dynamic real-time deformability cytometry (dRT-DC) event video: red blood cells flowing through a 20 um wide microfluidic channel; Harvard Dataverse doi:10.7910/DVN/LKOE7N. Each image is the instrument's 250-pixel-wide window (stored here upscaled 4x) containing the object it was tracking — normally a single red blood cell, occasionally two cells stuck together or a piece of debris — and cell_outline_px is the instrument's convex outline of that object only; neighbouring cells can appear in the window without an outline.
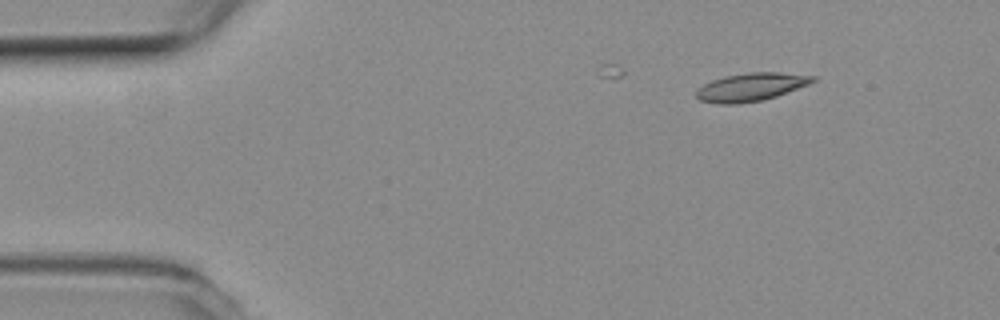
{"species": "common noctule bat (a hibernating species)", "species_latin": "Nyctalus noctula", "temperature_condition": "room temperature", "stored_images_in_passage": 7, "camera_frame_rate_fps": 3000, "um_per_image_px": 0.085, "animal": {"sex": "female", "body_mass_g": 19.3, "forearm_length_mm": 54.1}, "frame": {"image": 1, "passage_image": 1, "time_ms": 0.0, "image_size_px": [1000, 320], "cell_outline_px": [[816, 80], [808, 84], [776, 96], [760, 100], [736, 104], [720, 104], [700, 100], [696, 96], [696, 92], [704, 84], [712, 80], [724, 76], [752, 72], [780, 72], [816, 76]], "centroid_in_image_um": [63.83, 7.39], "position_along_channel_um": 21.2, "area_um2": 18.79}}
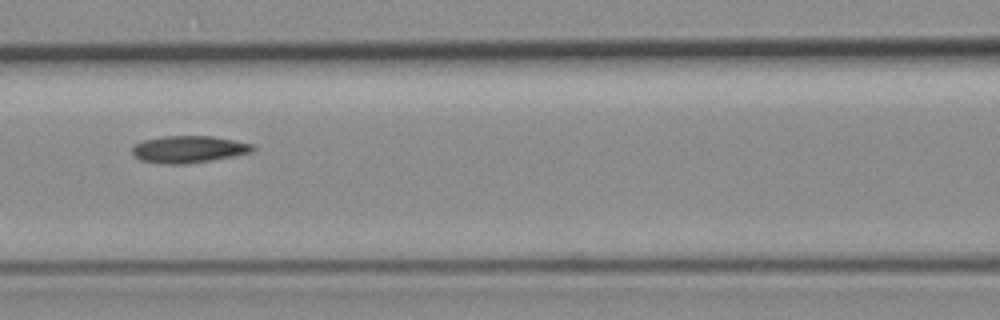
{"frame": {"image": 2, "passage_image": 6, "time_ms": 1.667, "image_size_px": [1000, 320], "cell_outline_px": [[256, 148], [252, 152], [212, 160], [188, 164], [160, 164], [140, 160], [132, 152], [132, 148], [136, 144], [144, 140], [164, 136], [212, 136], [256, 144]], "centroid_in_image_um": [16.07, 12.69], "position_along_channel_um": 150.5, "area_um2": 19.07}}
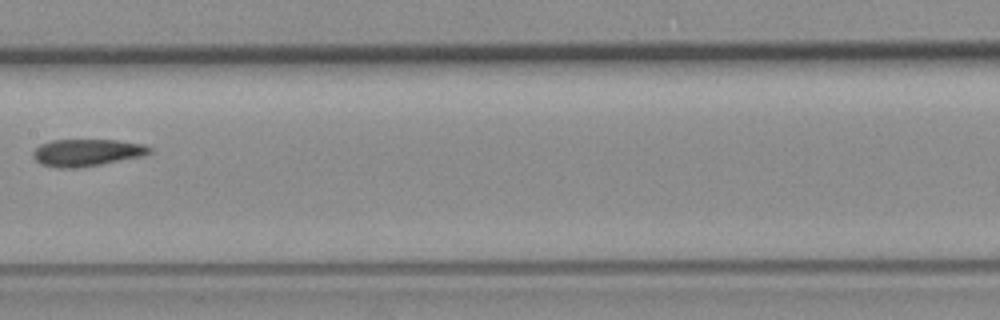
{"frame": {"image": 3, "passage_image": 7, "time_ms": 2.0, "image_size_px": [1000, 320], "cell_outline_px": [[152, 152], [144, 156], [100, 164], [76, 168], [56, 168], [40, 164], [32, 156], [32, 152], [40, 144], [52, 140], [116, 140], [144, 144], [152, 148]], "centroid_in_image_um": [7.38, 12.97], "position_along_channel_um": 200.0, "area_um2": 18.5}}